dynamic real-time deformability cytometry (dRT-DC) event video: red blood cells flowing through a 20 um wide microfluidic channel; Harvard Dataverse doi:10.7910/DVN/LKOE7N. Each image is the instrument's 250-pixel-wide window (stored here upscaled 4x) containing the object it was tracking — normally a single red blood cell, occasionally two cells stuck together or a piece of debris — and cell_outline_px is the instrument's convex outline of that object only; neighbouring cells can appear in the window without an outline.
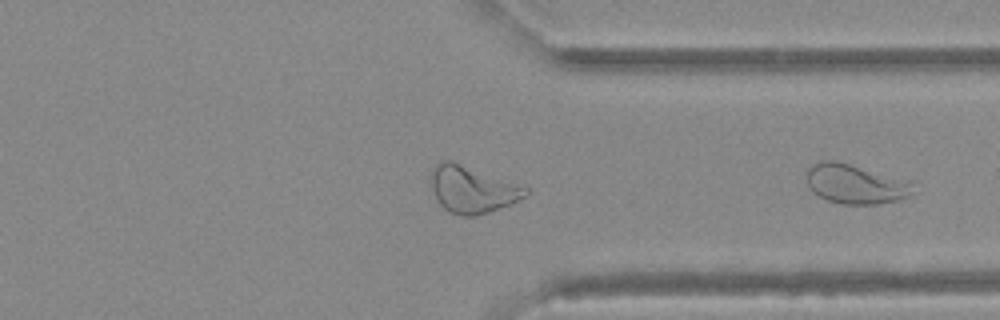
{"species": "Egyptian fruit bat (a non-hibernating species)", "species_latin": "Rousettus aegyptiacus", "temperature_condition": "warm", "stored_images_in_passage": 23, "camera_frame_rate_fps": 3000, "um_per_image_px": 0.085, "animal": {"sex": "female"}, "frame": {"image": 1, "passage_image": 23, "time_ms": 7.333, "image_size_px": [1000, 320], "cell_outline_px": [[916, 192], [908, 196], [896, 200], [880, 204], [844, 204], [828, 200], [812, 192], [808, 184], [808, 168], [812, 164], [820, 160], [836, 160], [908, 184]], "centroid_in_image_um": [72.57, 15.67], "position_along_channel_um": 338.8, "area_um2": 23.24}}